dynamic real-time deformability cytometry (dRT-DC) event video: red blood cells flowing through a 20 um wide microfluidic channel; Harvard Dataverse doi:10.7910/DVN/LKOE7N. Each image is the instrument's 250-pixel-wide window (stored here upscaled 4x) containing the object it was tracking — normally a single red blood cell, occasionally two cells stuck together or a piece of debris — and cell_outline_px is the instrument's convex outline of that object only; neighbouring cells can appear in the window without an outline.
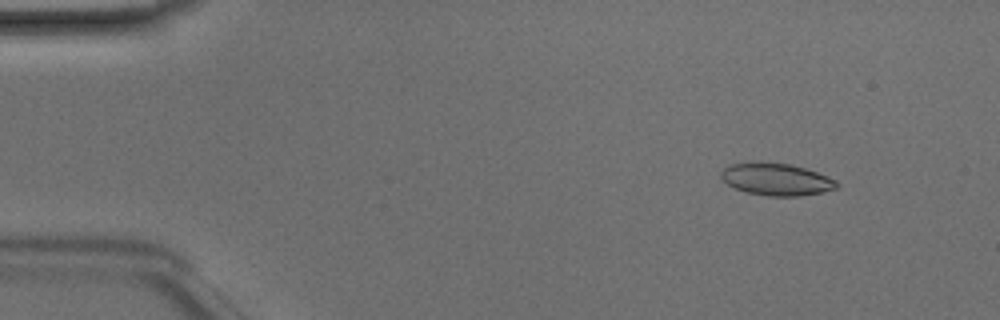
{"species": "Egyptian fruit bat (a non-hibernating species)", "species_latin": "Rousettus aegyptiacus", "temperature_condition": "room temperature", "stored_images_in_passage": 49, "camera_frame_rate_fps": 3000, "um_per_image_px": 0.085, "animal": {"sex": "male"}, "frame": {"image": 1, "passage_image": 6, "time_ms": 1.667, "image_size_px": [1000, 320], "cell_outline_px": [[840, 184], [836, 188], [820, 192], [800, 196], [768, 196], [748, 192], [736, 188], [728, 184], [720, 176], [720, 172], [728, 164], [752, 160], [760, 160], [788, 164], [804, 168], [828, 176], [836, 180]], "centroid_in_image_um": [65.95, 15.21], "position_along_channel_um": 19.1, "area_um2": 21.96}}
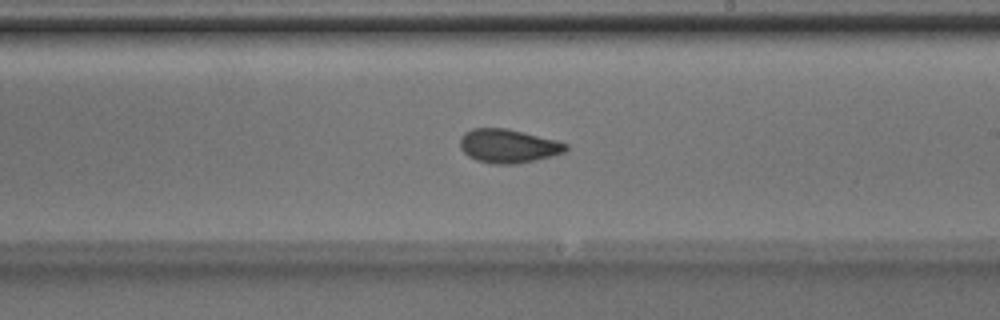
{"frame": {"image": 2, "passage_image": 29, "time_ms": 9.333, "image_size_px": [1000, 320], "cell_outline_px": [[568, 148], [564, 152], [552, 156], [536, 160], [516, 164], [492, 164], [476, 160], [468, 156], [460, 148], [460, 136], [464, 132], [472, 128], [508, 128], [556, 140], [568, 144]], "centroid_in_image_um": [43.18, 12.41], "position_along_channel_um": 245.8, "area_um2": 20.98}}
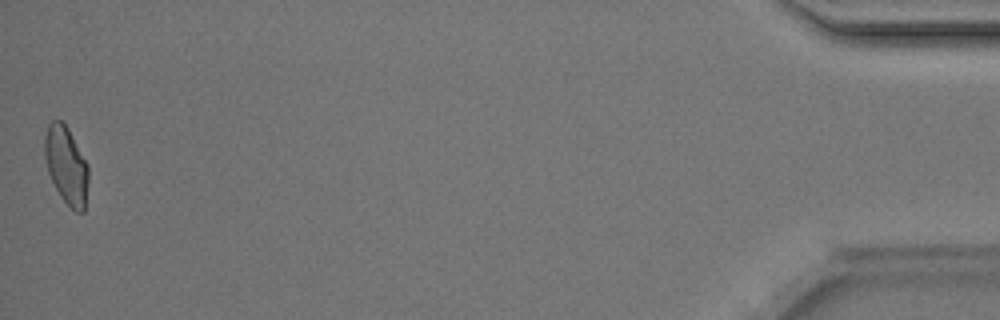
{"frame": {"image": 3, "passage_image": 49, "time_ms": 16.0, "image_size_px": [1000, 320], "cell_outline_px": [[88, 180], [84, 212], [76, 212], [60, 196], [48, 172], [44, 156], [44, 136], [48, 124], [52, 120], [60, 120], [68, 128], [88, 164]], "centroid_in_image_um": [5.62, 14.03], "position_along_channel_um": 429.6, "area_um2": 19.71}, "authors_computed_cell_mechanics": {"area_um2": 20.6924, "velocity_mm_per_s": 4.1692, "shape_relaxation_time_tau1_ms": 3.7269, "shape_relaxation_time_tau2_ms": 1.2425, "deformation_change_tau1": 0.1284, "deformation_change_tau2": 0.0643}}